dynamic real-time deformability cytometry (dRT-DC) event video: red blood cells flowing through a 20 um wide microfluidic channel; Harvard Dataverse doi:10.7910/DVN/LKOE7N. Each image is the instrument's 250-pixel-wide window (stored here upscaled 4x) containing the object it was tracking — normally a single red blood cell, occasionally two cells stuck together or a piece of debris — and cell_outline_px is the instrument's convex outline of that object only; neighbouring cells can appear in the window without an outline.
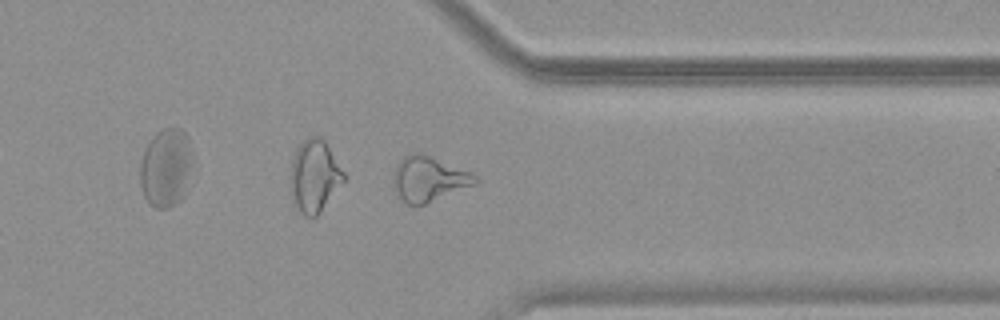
{"species": "common noctule bat (a hibernating species)", "species_latin": "Nyctalus noctula", "temperature_condition": "warm", "stored_images_in_passage": 35, "camera_frame_rate_fps": 3000, "um_per_image_px": 0.085, "animal": {"sex": "female", "body_mass_g": 19.9}, "frame": {"image": 1, "passage_image": 25, "time_ms": 8.0, "image_size_px": [1000, 320], "cell_outline_px": [[480, 180], [476, 184], [424, 204], [408, 204], [400, 196], [396, 188], [392, 176], [392, 172], [396, 164], [404, 156], [416, 152], [420, 152], [472, 172]], "centroid_in_image_um": [36.46, 15.17], "position_along_channel_um": 374.9, "area_um2": 21.21}, "authors_computed_cell_mechanics": {"area_um2": 18.496, "velocity_mm_per_s": 3.8078, "shape_relaxation_time_tau1_ms": null, "shape_relaxation_time_tau2_ms": 2.5545, "deformation_change_tau1": null, "deformation_change_tau2": 0.1294}}